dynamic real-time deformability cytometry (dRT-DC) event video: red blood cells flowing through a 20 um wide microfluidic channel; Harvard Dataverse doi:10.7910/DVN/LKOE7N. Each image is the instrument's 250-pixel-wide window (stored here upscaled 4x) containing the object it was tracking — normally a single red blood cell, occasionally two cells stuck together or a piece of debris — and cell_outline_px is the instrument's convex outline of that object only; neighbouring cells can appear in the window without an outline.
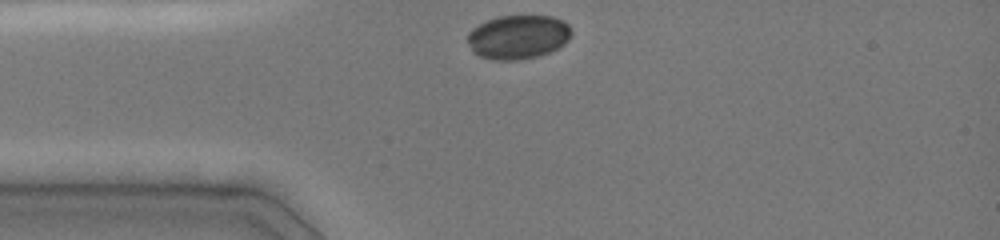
{"species": "common noctule bat (a hibernating species)", "species_latin": "Nyctalus noctula", "temperature_condition": "cold", "stored_images_in_passage": 35, "camera_frame_rate_fps": 3000, "um_per_image_px": 0.085, "animal": {"sex": "female", "body_mass_g": 19.0, "forearm_length_mm": 51.5}, "frame": {"image": 1, "passage_image": 1, "time_ms": 0.0, "image_size_px": [1000, 240], "cell_outline_px": [[572, 32], [568, 40], [564, 44], [540, 56], [520, 60], [492, 60], [480, 56], [472, 52], [468, 44], [468, 32], [472, 28], [488, 20], [500, 16], [552, 16], [564, 20], [568, 24]], "centroid_in_image_um": [44.03, 3.15], "position_along_channel_um": 41.0, "area_um2": 26.76}}
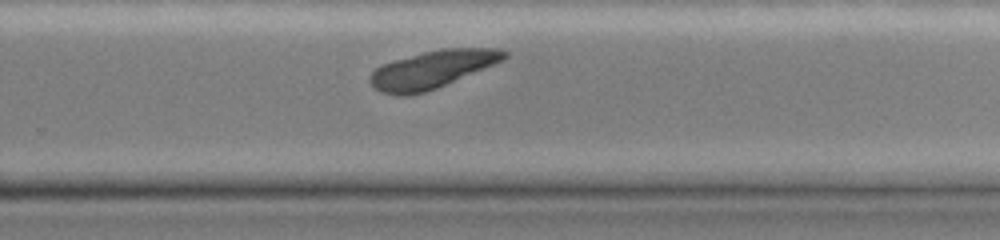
{"frame": {"image": 2, "passage_image": 26, "time_ms": 6.667, "image_size_px": [1000, 240], "cell_outline_px": [[508, 56], [504, 60], [436, 88], [424, 92], [408, 96], [396, 96], [380, 92], [368, 80], [372, 72], [376, 68], [392, 60], [440, 48], [500, 48], [508, 52]], "centroid_in_image_um": [36.74, 5.9], "position_along_channel_um": 293.1, "area_um2": 29.3}}
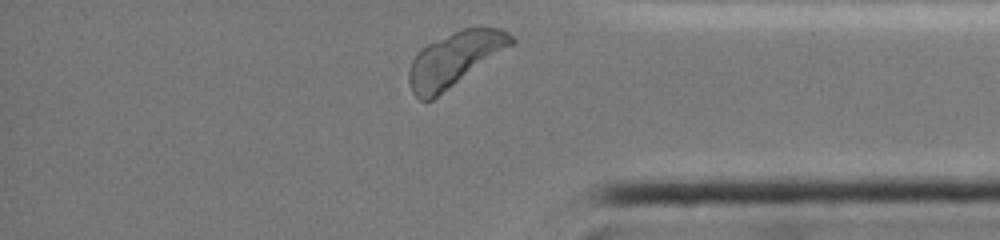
{"frame": {"image": 3, "passage_image": 35, "time_ms": 9.333, "image_size_px": [1000, 240], "cell_outline_px": [[516, 44], [432, 100], [420, 100], [412, 92], [408, 80], [408, 68], [416, 52], [420, 48], [428, 44], [464, 28], [500, 28], [508, 32], [516, 40]], "centroid_in_image_um": [38.66, 5.04], "position_along_channel_um": 396.5, "area_um2": 32.37}, "authors_computed_cell_mechanics": {"area_um2": 29.189, "velocity_mm_per_s": 4.0129, "shape_relaxation_time_tau1_ms": 0.3038, "shape_relaxation_time_tau2_ms": 1.0353, "deformation_change_tau1": 0.009, "deformation_change_tau2": 0.0803}}